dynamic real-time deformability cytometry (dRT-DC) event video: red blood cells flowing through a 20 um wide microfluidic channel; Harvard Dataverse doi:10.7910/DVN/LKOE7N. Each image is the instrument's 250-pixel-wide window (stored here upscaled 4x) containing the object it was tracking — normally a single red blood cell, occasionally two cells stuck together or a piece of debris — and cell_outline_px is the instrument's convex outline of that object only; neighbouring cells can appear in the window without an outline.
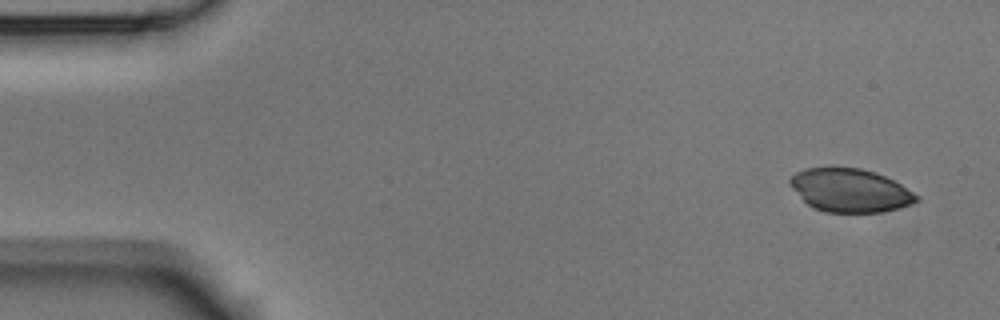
{"species": "Egyptian fruit bat (a non-hibernating species)", "species_latin": "Rousettus aegyptiacus", "temperature_condition": "room temperature", "stored_images_in_passage": 5, "camera_frame_rate_fps": 3000, "um_per_image_px": 0.085, "animal": {"sex": "male"}, "frame": {"image": 1, "passage_image": 1, "time_ms": 0.0, "image_size_px": [1000, 320], "cell_outline_px": [[920, 200], [912, 204], [880, 212], [824, 212], [812, 208], [788, 184], [788, 180], [796, 172], [804, 168], [860, 168], [884, 176], [900, 184], [920, 196]], "centroid_in_image_um": [72.24, 16.19], "position_along_channel_um": 12.8, "area_um2": 31.67}}
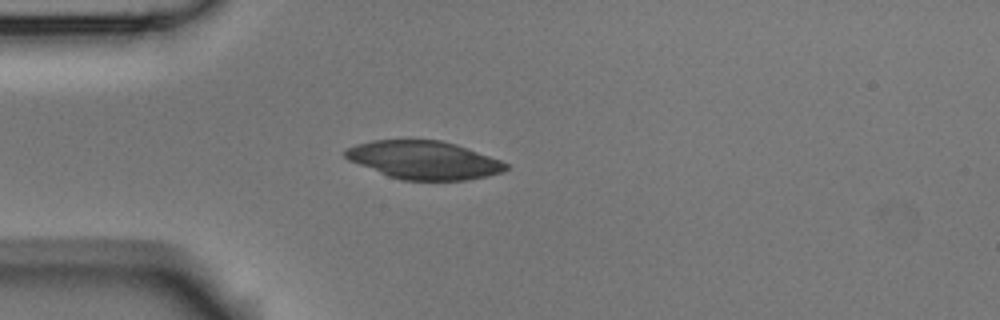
{"frame": {"image": 2, "passage_image": 4, "time_ms": 1.0, "image_size_px": [1000, 320], "cell_outline_px": [[508, 168], [504, 172], [488, 176], [468, 180], [400, 180], [388, 176], [348, 160], [344, 156], [344, 152], [348, 148], [356, 144], [372, 140], [440, 140], [456, 144], [500, 160], [508, 164]], "centroid_in_image_um": [36.04, 13.61], "position_along_channel_um": 49.0, "area_um2": 35.66}}